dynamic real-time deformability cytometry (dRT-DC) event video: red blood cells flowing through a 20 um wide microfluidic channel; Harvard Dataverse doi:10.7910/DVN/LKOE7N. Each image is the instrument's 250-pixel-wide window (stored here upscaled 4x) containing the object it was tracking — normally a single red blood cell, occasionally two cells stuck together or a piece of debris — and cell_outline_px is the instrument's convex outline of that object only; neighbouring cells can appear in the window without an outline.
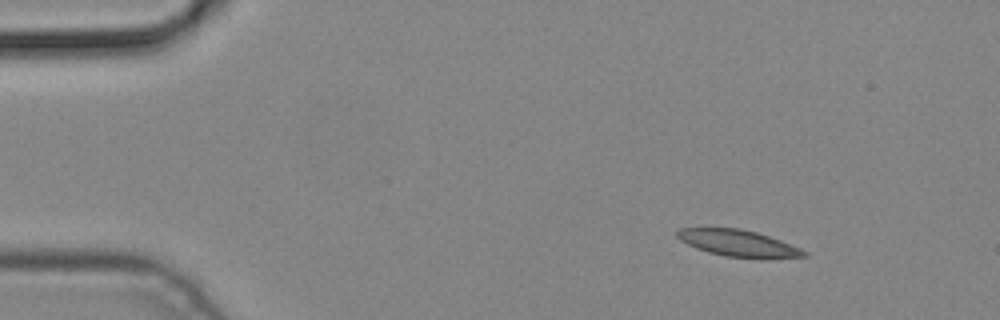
{"species": "common noctule bat (a hibernating species)", "species_latin": "Nyctalus noctula", "temperature_condition": "cold", "stored_images_in_passage": 3, "camera_frame_rate_fps": 3000, "um_per_image_px": 0.085, "animal": {"sex": "male", "body_mass_g": 19.2, "forearm_length_mm": 51.8}, "frame": {"image": 1, "passage_image": 1, "time_ms": 0.0, "image_size_px": [1000, 320], "cell_outline_px": [[808, 256], [768, 260], [760, 260], [724, 256], [708, 252], [696, 248], [680, 240], [676, 236], [676, 228], [740, 228], [756, 232], [780, 240], [800, 248], [808, 252]], "centroid_in_image_um": [62.8, 20.71], "position_along_channel_um": 22.2, "area_um2": 20.17}}